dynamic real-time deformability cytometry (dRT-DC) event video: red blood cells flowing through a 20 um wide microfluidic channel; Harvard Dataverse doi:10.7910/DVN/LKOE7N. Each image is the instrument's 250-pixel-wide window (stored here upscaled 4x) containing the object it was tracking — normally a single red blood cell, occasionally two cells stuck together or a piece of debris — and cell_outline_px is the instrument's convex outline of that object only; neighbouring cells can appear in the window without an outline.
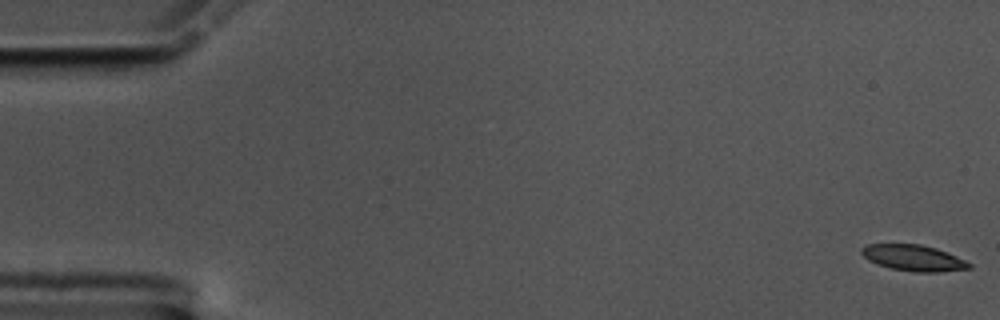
{"species": "common noctule bat (a hibernating species)", "species_latin": "Nyctalus noctula", "temperature_condition": "cold", "stored_images_in_passage": 59, "camera_frame_rate_fps": 3000, "um_per_image_px": 0.085, "animal": {"sex": "male", "body_mass_g": 17.5, "forearm_length_mm": 52.3}, "frame": {"image": 1, "passage_image": 1, "time_ms": 0.0, "image_size_px": [1000, 320], "cell_outline_px": [[972, 268], [940, 272], [916, 272], [892, 268], [868, 260], [860, 252], [860, 248], [868, 244], [920, 244], [936, 248], [948, 252], [972, 264]], "centroid_in_image_um": [77.67, 21.91], "position_along_channel_um": 7.3, "area_um2": 16.24}}
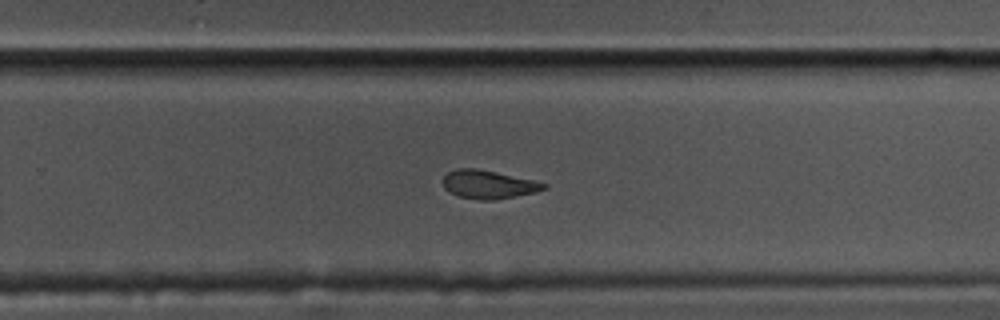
{"frame": {"image": 2, "passage_image": 38, "time_ms": 12.333, "image_size_px": [1000, 320], "cell_outline_px": [[548, 188], [536, 192], [492, 200], [480, 200], [460, 196], [448, 192], [444, 188], [440, 180], [448, 172], [456, 168], [476, 168], [496, 172], [532, 180], [548, 184]], "centroid_in_image_um": [41.47, 15.67], "position_along_channel_um": 288.3, "area_um2": 16.7}}
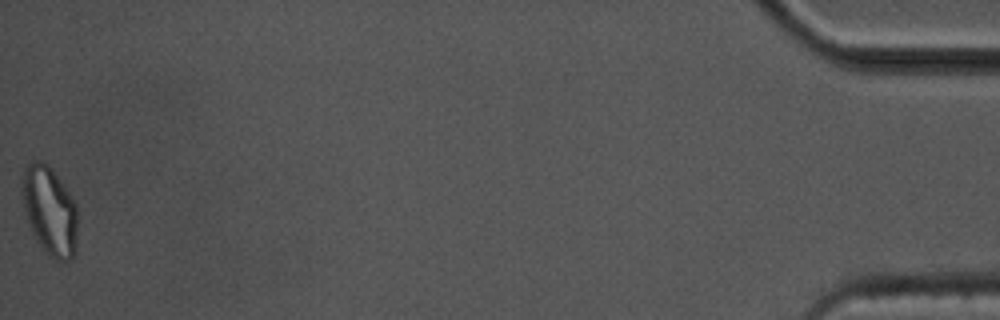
{"frame": {"image": 3, "passage_image": 59, "time_ms": 19.333, "image_size_px": [1000, 320], "cell_outline_px": [[76, 252], [68, 260], [60, 264], [40, 248], [32, 232], [24, 212], [20, 192], [20, 176], [24, 164], [36, 160], [40, 160], [48, 164], [52, 168], [76, 204]], "centroid_in_image_um": [4.16, 17.89], "position_along_channel_um": 431.0, "area_um2": 29.48}, "authors_computed_cell_mechanics": {"area_um2": 17.34, "velocity_mm_per_s": 3.4403, "shape_relaxation_time_tau1_ms": 10.9105, "shape_relaxation_time_tau2_ms": 4.7658, "deformation_change_tau1": 0.2293, "deformation_change_tau2": 0.1169}}